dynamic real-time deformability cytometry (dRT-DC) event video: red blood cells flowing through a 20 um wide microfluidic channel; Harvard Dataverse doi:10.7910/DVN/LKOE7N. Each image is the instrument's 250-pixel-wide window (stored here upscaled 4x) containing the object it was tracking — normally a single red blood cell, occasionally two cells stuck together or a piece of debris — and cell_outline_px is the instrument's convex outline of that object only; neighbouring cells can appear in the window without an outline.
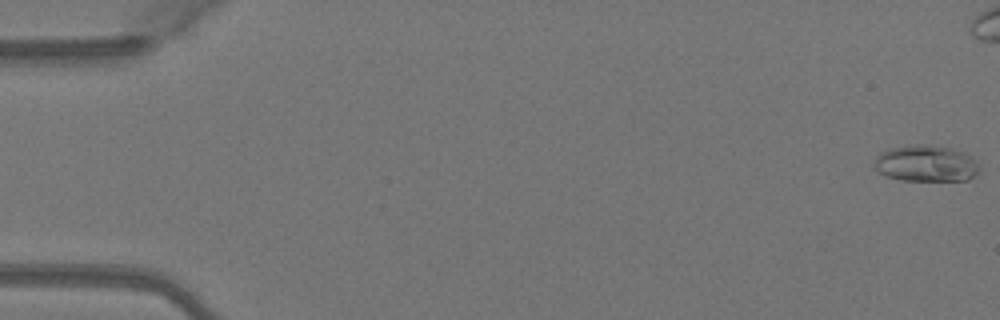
{"species": "Egyptian fruit bat (a non-hibernating species)", "species_latin": "Rousettus aegyptiacus", "temperature_condition": "warm", "stored_images_in_passage": 43, "camera_frame_rate_fps": 3000, "um_per_image_px": 0.085, "animal": {"sex": "female"}, "frame": {"image": 1, "passage_image": 1, "time_ms": 0.0, "image_size_px": [1000, 320], "cell_outline_px": [[976, 176], [968, 180], [900, 180], [888, 176], [880, 172], [876, 168], [876, 156], [880, 152], [892, 148], [916, 144], [952, 148], [964, 152], [976, 164]], "centroid_in_image_um": [78.69, 13.9], "position_along_channel_um": 6.3, "area_um2": 21.68}}
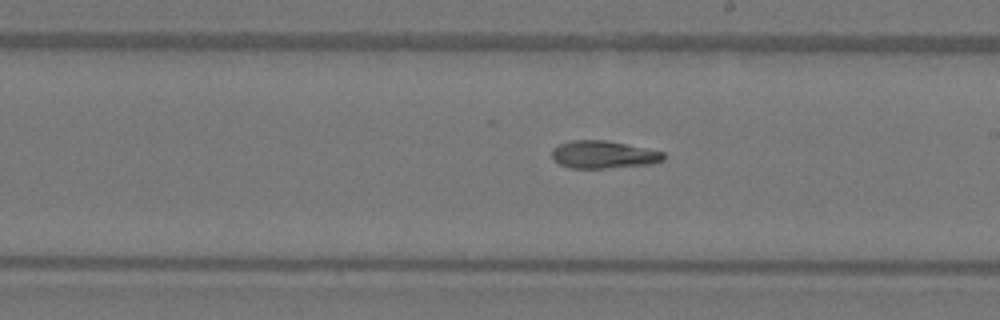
{"frame": {"image": 2, "passage_image": 29, "time_ms": 9.333, "image_size_px": [1000, 320], "cell_outline_px": [[664, 160], [652, 164], [604, 168], [568, 168], [552, 160], [552, 148], [560, 144], [572, 140], [608, 140], [664, 152]], "centroid_in_image_um": [51.27, 13.14], "position_along_channel_um": 237.7, "area_um2": 18.03}}
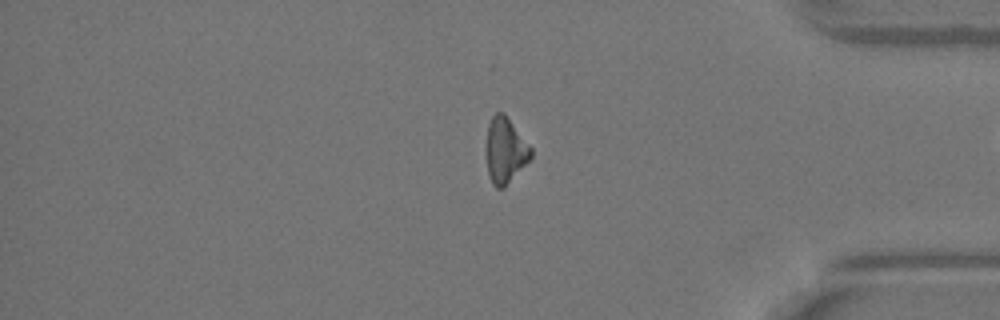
{"frame": {"image": 3, "passage_image": 42, "time_ms": 13.667, "image_size_px": [1000, 320], "cell_outline_px": [[532, 156], [504, 188], [496, 188], [492, 184], [488, 172], [488, 124], [492, 116], [496, 112], [504, 112], [532, 148]], "centroid_in_image_um": [42.97, 12.77], "position_along_channel_um": 392.2, "area_um2": 16.65}}